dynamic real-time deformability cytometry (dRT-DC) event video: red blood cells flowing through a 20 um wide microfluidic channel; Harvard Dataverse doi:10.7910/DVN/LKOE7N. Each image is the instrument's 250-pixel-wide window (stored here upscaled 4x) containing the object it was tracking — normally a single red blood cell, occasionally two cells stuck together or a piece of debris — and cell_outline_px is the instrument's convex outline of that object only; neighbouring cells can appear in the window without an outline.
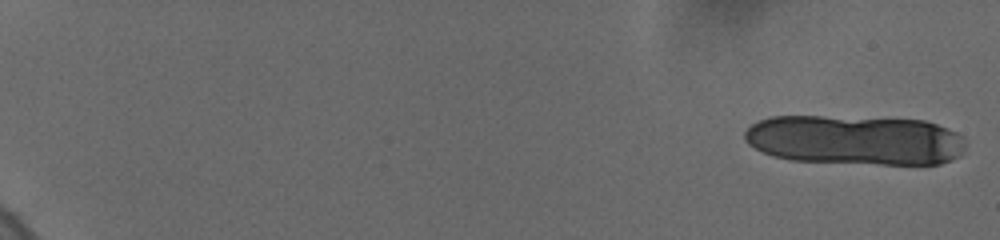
{"species": "human", "species_latin": "Homo sapiens", "temperature_condition": "cold", "stored_images_in_passage": 27, "camera_frame_rate_fps": 3000, "um_per_image_px": 0.085, "donor": {"sex": "female"}, "frame": {"image": 1, "passage_image": 1, "time_ms": 0.0, "image_size_px": [1000, 240], "cell_outline_px": [[964, 148], [960, 156], [952, 160], [940, 164], [880, 164], [792, 160], [772, 156], [748, 144], [744, 136], [744, 132], [752, 124], [768, 116], [820, 116], [924, 120], [936, 124], [956, 132], [960, 136], [964, 144]], "centroid_in_image_um": [72.67, 11.9], "position_along_channel_um": 12.3, "area_um2": 64.04}}